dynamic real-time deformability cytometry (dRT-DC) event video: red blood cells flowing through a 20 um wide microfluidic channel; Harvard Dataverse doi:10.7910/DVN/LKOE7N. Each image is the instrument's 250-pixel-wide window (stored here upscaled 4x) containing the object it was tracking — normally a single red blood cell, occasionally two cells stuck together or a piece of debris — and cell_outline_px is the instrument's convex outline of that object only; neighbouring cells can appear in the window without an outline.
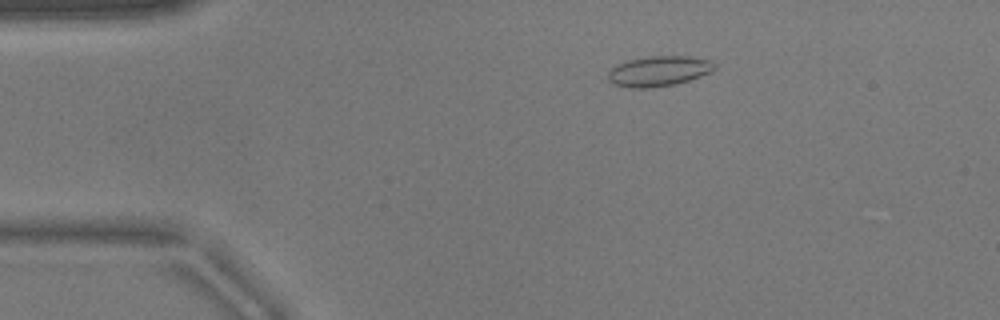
{"species": "common noctule bat (a hibernating species)", "species_latin": "Nyctalus noctula", "temperature_condition": "warm", "stored_images_in_passage": 44, "camera_frame_rate_fps": 3000, "um_per_image_px": 0.085, "animal": {"sex": "male", "body_mass_g": 17.9}, "frame": {"image": 1, "passage_image": 1, "time_ms": 0.0, "image_size_px": [1000, 320], "cell_outline_px": [[716, 68], [712, 72], [676, 84], [644, 88], [632, 88], [616, 84], [608, 80], [608, 72], [612, 68], [628, 60], [652, 56], [688, 56], [708, 60], [716, 64]], "centroid_in_image_um": [56.03, 6.04], "position_along_channel_um": 29.0, "area_um2": 18.5}}
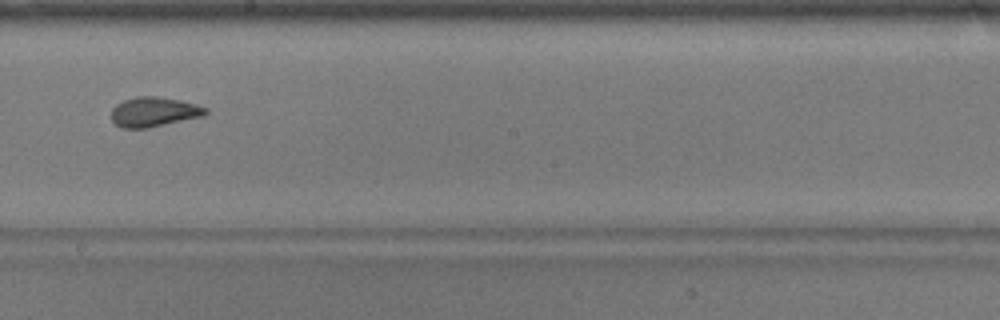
{"frame": {"image": 2, "passage_image": 21, "time_ms": 6.667, "image_size_px": [1000, 320], "cell_outline_px": [[208, 112], [204, 116], [148, 128], [120, 128], [112, 120], [112, 108], [116, 104], [124, 100], [136, 96], [156, 96], [180, 100], [196, 104], [208, 108]], "centroid_in_image_um": [13.09, 9.51], "position_along_channel_um": 235.1, "area_um2": 16.42}}
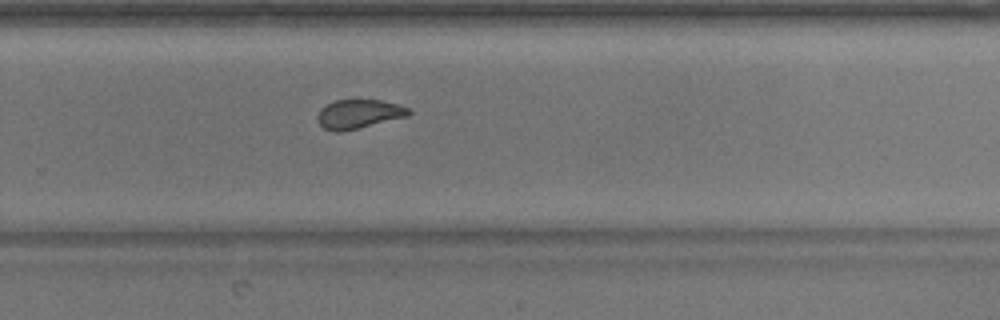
{"frame": {"image": 3, "passage_image": 26, "time_ms": 8.333, "image_size_px": [1000, 320], "cell_outline_px": [[412, 112], [408, 116], [340, 132], [332, 132], [324, 128], [316, 120], [316, 116], [320, 108], [336, 100], [380, 100], [412, 108]], "centroid_in_image_um": [30.48, 9.69], "position_along_channel_um": 299.3, "area_um2": 15.43}, "authors_computed_cell_mechanics": {"area_um2": 16.6175, "velocity_mm_per_s": 3.8627, "shape_relaxation_time_tau1_ms": 6.7941, "shape_relaxation_time_tau2_ms": 1.1581, "deformation_change_tau1": 0.1145, "deformation_change_tau2": 0.0607}}